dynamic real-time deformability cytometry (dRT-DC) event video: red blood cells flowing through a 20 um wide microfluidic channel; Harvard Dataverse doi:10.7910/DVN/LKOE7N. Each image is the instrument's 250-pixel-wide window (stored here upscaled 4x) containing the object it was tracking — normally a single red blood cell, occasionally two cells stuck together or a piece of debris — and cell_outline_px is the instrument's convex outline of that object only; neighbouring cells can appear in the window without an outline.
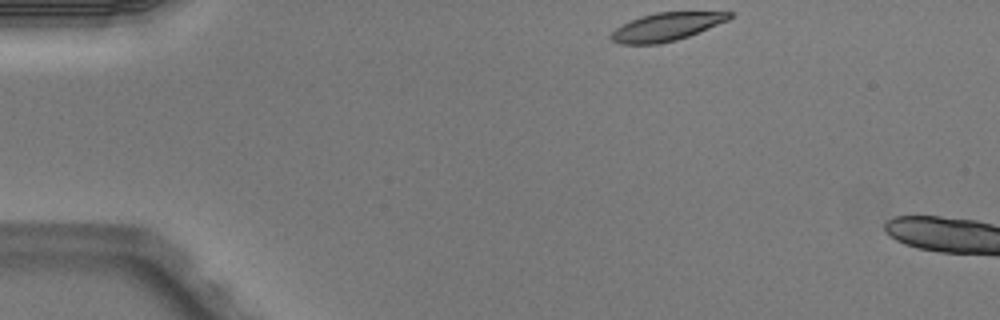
{"species": "Egyptian fruit bat (a non-hibernating species)", "species_latin": "Rousettus aegyptiacus", "temperature_condition": "warm", "stored_images_in_passage": 2, "camera_frame_rate_fps": 3000, "um_per_image_px": 0.085, "animal": {"sex": "male"}, "frame": {"image": 1, "passage_image": 1, "time_ms": 0.0, "image_size_px": [1000, 320], "cell_outline_px": [[732, 16], [728, 20], [688, 36], [676, 40], [660, 44], [620, 44], [612, 40], [608, 36], [616, 28], [640, 16], [656, 12], [732, 12]], "centroid_in_image_um": [56.61, 2.28], "position_along_channel_um": 28.4, "area_um2": 19.13}}